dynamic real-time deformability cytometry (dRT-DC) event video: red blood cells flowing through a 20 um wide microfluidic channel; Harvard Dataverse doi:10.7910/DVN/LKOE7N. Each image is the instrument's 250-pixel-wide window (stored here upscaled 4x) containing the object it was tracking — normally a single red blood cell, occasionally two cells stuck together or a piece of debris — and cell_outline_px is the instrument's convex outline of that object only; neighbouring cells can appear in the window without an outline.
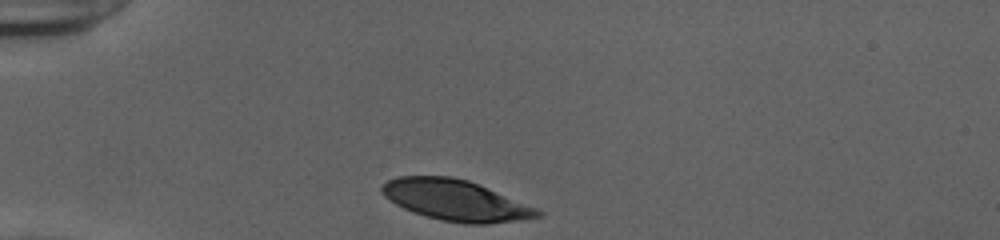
{"species": "human", "species_latin": "Homo sapiens", "temperature_condition": "cold", "stored_images_in_passage": 31, "camera_frame_rate_fps": 3000, "um_per_image_px": 0.085, "donor": {"sex": "female"}, "frame": {"image": 1, "passage_image": 1, "time_ms": 0.0, "image_size_px": [1000, 240], "cell_outline_px": [[544, 216], [520, 220], [488, 224], [464, 224], [440, 220], [424, 216], [412, 212], [396, 204], [384, 196], [380, 192], [380, 184], [396, 176], [452, 176], [468, 180], [536, 208], [544, 212]], "centroid_in_image_um": [38.69, 17.03], "position_along_channel_um": 46.3, "area_um2": 37.17}}
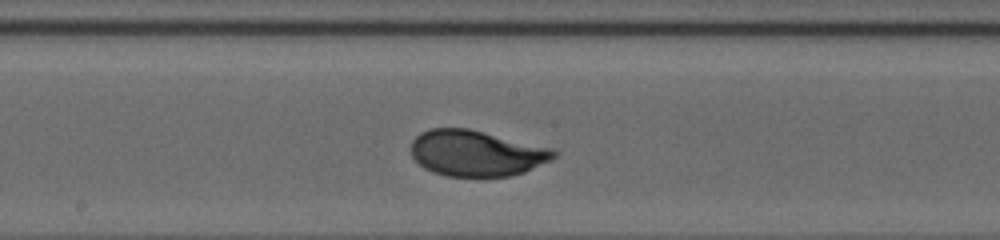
{"frame": {"image": 2, "passage_image": 16, "time_ms": 5.0, "image_size_px": [1000, 240], "cell_outline_px": [[560, 152], [552, 160], [524, 172], [508, 176], [448, 176], [432, 172], [424, 168], [412, 156], [412, 140], [420, 132], [428, 128], [468, 128], [552, 148]], "centroid_in_image_um": [40.5, 13.01], "position_along_channel_um": 207.7, "area_um2": 38.21}}
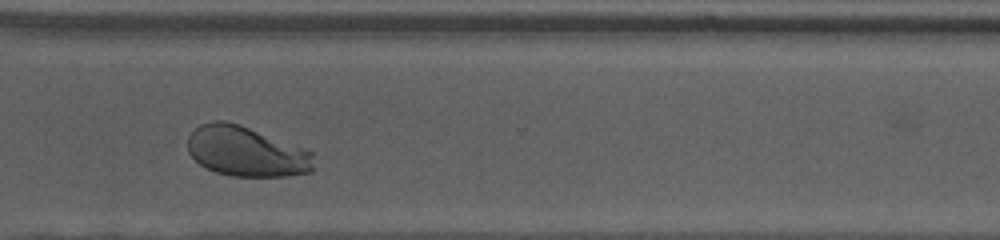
{"frame": {"image": 3, "passage_image": 27, "time_ms": 8.667, "image_size_px": [1000, 240], "cell_outline_px": [[312, 172], [288, 176], [232, 176], [216, 172], [200, 164], [188, 152], [188, 136], [200, 124], [212, 120], [224, 120], [240, 124], [312, 152]], "centroid_in_image_um": [20.89, 12.87], "position_along_channel_um": 349.7, "area_um2": 36.47}, "authors_computed_cell_mechanics": {"area_um2": 38.0324, "velocity_mm_per_s": 3.8704, "shape_relaxation_time_tau1_ms": 2.9025, "shape_relaxation_time_tau2_ms": null, "deformation_change_tau1": 0.149, "deformation_change_tau2": null}}